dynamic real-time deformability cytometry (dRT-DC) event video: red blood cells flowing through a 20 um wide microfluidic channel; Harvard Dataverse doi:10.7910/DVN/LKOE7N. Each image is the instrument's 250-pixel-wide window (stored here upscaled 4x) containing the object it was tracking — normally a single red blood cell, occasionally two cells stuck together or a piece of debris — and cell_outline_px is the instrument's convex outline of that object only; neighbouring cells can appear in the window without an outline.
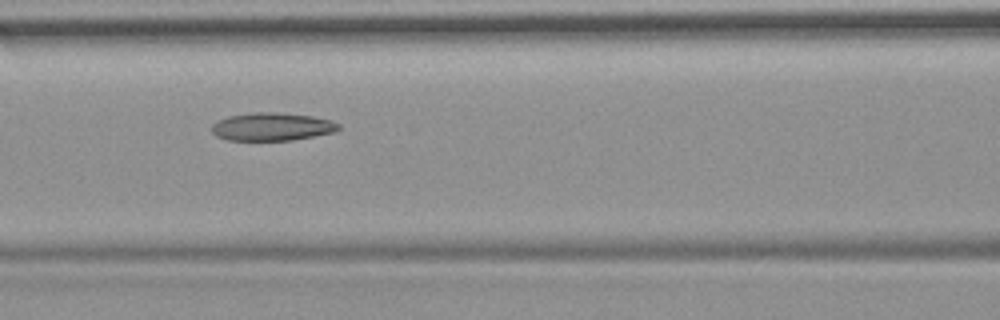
{"species": "common noctule bat (a hibernating species)", "species_latin": "Nyctalus noctula", "temperature_condition": "room temperature", "stored_images_in_passage": 12, "camera_frame_rate_fps": 3000, "um_per_image_px": 0.085, "animal": {"sex": "female", "body_mass_g": 19.9}, "frame": {"image": 1, "passage_image": 4, "time_ms": 3.667, "image_size_px": [1000, 320], "cell_outline_px": [[340, 128], [336, 132], [292, 140], [228, 140], [216, 136], [212, 132], [212, 124], [228, 116], [252, 112], [276, 112], [312, 116], [332, 120], [340, 124]], "centroid_in_image_um": [23.15, 10.77], "position_along_channel_um": 143.5, "area_um2": 20.75}}